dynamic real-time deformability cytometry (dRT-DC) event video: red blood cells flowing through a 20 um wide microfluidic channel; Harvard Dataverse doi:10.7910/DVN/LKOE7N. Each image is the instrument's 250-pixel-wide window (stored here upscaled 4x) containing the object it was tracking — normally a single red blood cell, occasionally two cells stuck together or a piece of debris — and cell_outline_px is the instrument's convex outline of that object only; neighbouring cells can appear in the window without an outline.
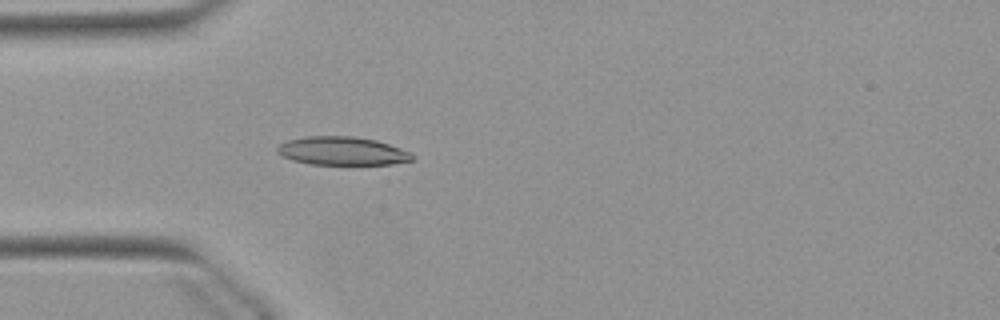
{"species": "Egyptian fruit bat (a non-hibernating species)", "species_latin": "Rousettus aegyptiacus", "temperature_condition": "warm", "stored_images_in_passage": 38, "camera_frame_rate_fps": 3000, "um_per_image_px": 0.085, "animal": {"sex": "female"}, "frame": {"image": 1, "passage_image": 5, "time_ms": 1.333, "image_size_px": [1000, 320], "cell_outline_px": [[416, 160], [392, 164], [308, 164], [292, 160], [280, 156], [276, 152], [276, 148], [280, 144], [288, 140], [304, 136], [352, 136], [376, 140], [412, 152], [416, 156]], "centroid_in_image_um": [29.1, 12.83], "position_along_channel_um": 55.9, "area_um2": 22.6}}
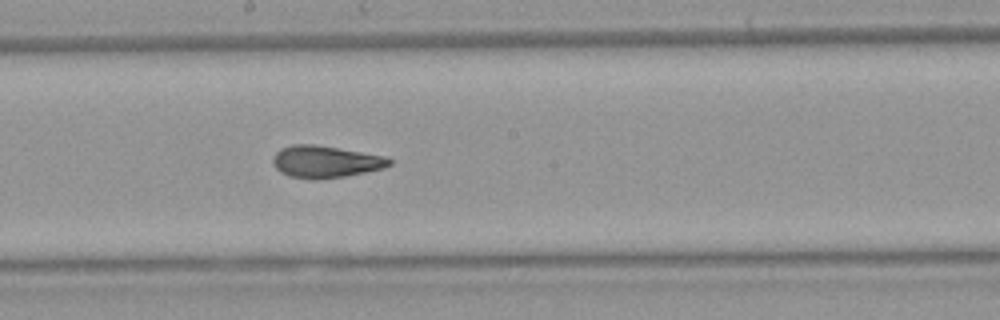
{"frame": {"image": 2, "passage_image": 18, "time_ms": 5.667, "image_size_px": [1000, 320], "cell_outline_px": [[392, 164], [384, 168], [344, 176], [320, 180], [312, 180], [288, 176], [280, 172], [272, 164], [272, 160], [276, 152], [280, 148], [292, 144], [316, 144], [388, 156], [392, 160]], "centroid_in_image_um": [27.66, 13.74], "position_along_channel_um": 220.5, "area_um2": 22.14}}
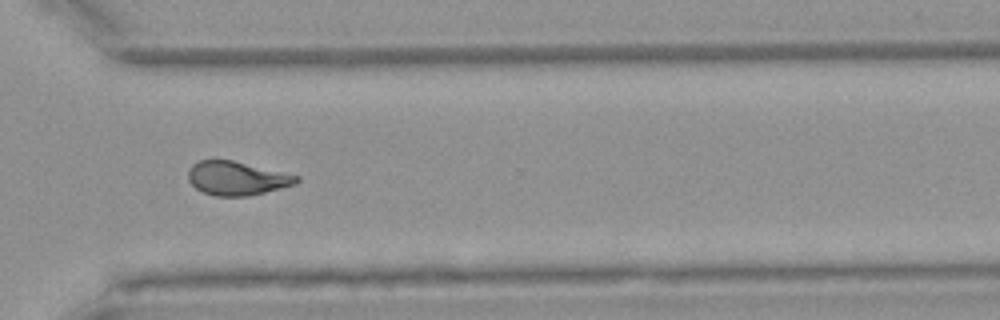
{"frame": {"image": 3, "passage_image": 28, "time_ms": 9.0, "image_size_px": [1000, 320], "cell_outline_px": [[300, 180], [296, 184], [248, 196], [216, 196], [204, 192], [196, 188], [188, 180], [188, 168], [192, 164], [200, 160], [232, 160], [300, 176]], "centroid_in_image_um": [20.12, 15.15], "position_along_channel_um": 350.5, "area_um2": 21.21}, "authors_computed_cell_mechanics": {"area_um2": 21.386, "velocity_mm_per_s": 3.898, "shape_relaxation_time_tau1_ms": 8.4806, "shape_relaxation_time_tau2_ms": 2.0285, "deformation_change_tau1": 0.224, "deformation_change_tau2": 0.0874}}